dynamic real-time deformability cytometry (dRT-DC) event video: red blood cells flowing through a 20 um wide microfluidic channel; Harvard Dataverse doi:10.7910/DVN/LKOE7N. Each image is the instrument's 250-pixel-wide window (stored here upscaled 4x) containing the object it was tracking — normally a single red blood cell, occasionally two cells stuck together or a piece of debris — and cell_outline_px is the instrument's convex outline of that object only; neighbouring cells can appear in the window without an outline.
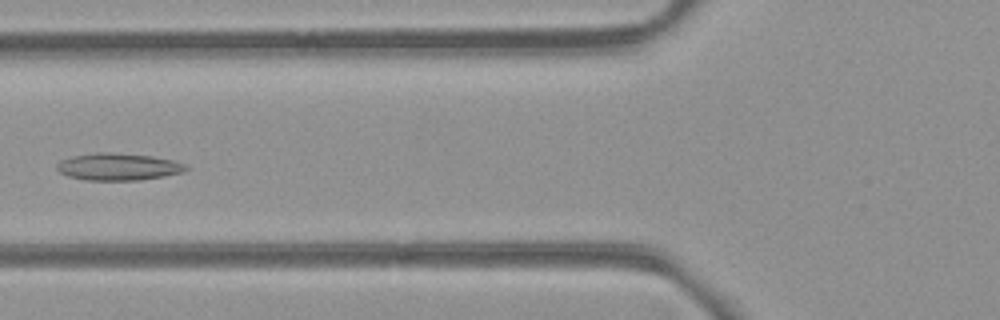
{"species": "common noctule bat (a hibernating species)", "species_latin": "Nyctalus noctula", "temperature_condition": "room temperature", "stored_images_in_passage": 5, "camera_frame_rate_fps": 3000, "um_per_image_px": 0.085, "animal": {"sex": "female", "body_mass_g": 21.9}, "frame": {"image": 1, "passage_image": 5, "time_ms": 4.667, "image_size_px": [1000, 320], "cell_outline_px": [[188, 168], [184, 172], [164, 176], [140, 180], [84, 180], [68, 176], [60, 172], [56, 168], [56, 164], [60, 160], [72, 156], [96, 152], [112, 152], [152, 156], [172, 160], [184, 164]], "centroid_in_image_um": [10.02, 14.17], "position_along_channel_um": 115.8, "area_um2": 20.46}}